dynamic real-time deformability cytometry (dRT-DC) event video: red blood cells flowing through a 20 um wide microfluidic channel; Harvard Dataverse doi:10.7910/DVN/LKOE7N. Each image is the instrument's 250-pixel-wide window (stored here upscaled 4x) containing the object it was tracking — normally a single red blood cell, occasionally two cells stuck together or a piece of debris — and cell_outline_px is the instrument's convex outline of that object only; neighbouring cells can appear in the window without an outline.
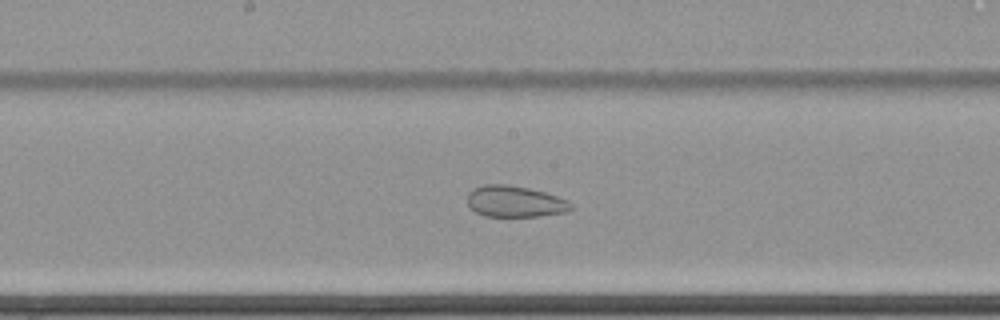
{"species": "common noctule bat (a hibernating species)", "species_latin": "Nyctalus noctula", "temperature_condition": "cold", "stored_images_in_passage": 56, "camera_frame_rate_fps": 3000, "um_per_image_px": 0.085, "animal": {"sex": "female", "body_mass_g": 22.7, "forearm_length_mm": 54.2}, "frame": {"image": 1, "passage_image": 29, "time_ms": 9.333, "image_size_px": [1000, 320], "cell_outline_px": [[572, 208], [568, 212], [540, 216], [484, 216], [468, 208], [468, 192], [472, 188], [484, 184], [504, 184], [528, 188], [544, 192], [568, 200], [572, 204]], "centroid_in_image_um": [43.74, 17.13], "position_along_channel_um": 204.5, "area_um2": 19.02}}
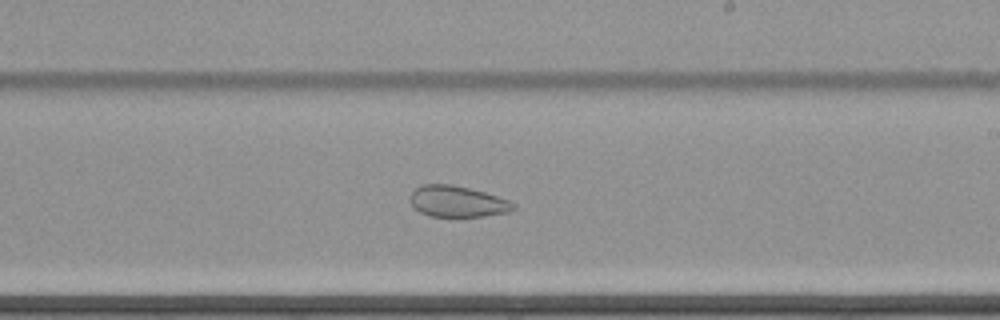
{"frame": {"image": 2, "passage_image": 33, "time_ms": 10.667, "image_size_px": [1000, 320], "cell_outline_px": [[516, 208], [508, 212], [484, 216], [428, 216], [412, 208], [412, 192], [420, 184], [452, 184], [484, 192], [508, 200], [516, 204]], "centroid_in_image_um": [38.87, 17.12], "position_along_channel_um": 250.1, "area_um2": 18.61}}
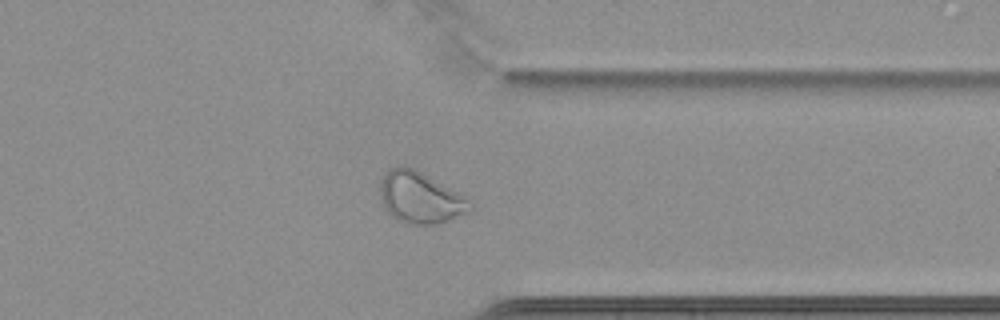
{"frame": {"image": 3, "passage_image": 44, "time_ms": 14.333, "image_size_px": [1000, 320], "cell_outline_px": [[472, 208], [468, 212], [440, 224], [408, 224], [396, 220], [388, 212], [384, 204], [380, 192], [380, 184], [384, 176], [396, 164], [400, 164], [412, 168], [420, 172], [464, 196], [468, 200]], "centroid_in_image_um": [35.7, 16.82], "position_along_channel_um": 375.7, "area_um2": 26.41}, "authors_computed_cell_mechanics": {"area_um2": 27.8885, "velocity_mm_per_s": 3.4338, "shape_relaxation_time_tau1_ms": null, "shape_relaxation_time_tau2_ms": 1.9897, "deformation_change_tau1": null, "deformation_change_tau2": 0.0761}}